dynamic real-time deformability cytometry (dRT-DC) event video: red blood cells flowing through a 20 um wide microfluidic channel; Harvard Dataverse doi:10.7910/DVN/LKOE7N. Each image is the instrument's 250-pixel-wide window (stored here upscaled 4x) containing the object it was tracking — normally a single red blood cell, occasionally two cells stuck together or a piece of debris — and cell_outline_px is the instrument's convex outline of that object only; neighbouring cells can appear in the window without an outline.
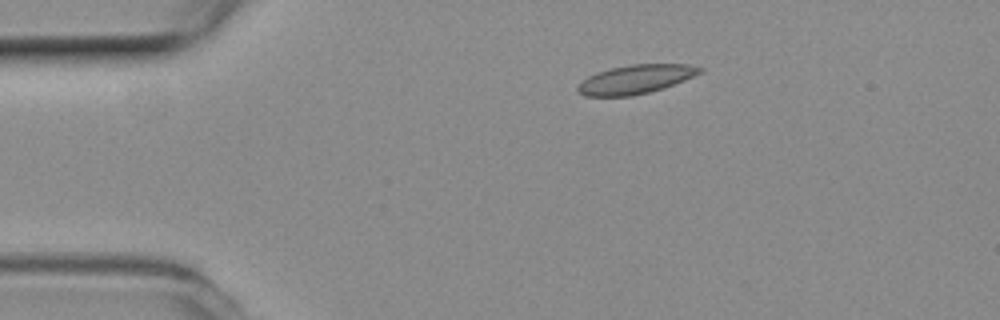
{"species": "common noctule bat (a hibernating species)", "species_latin": "Nyctalus noctula", "temperature_condition": "room temperature", "stored_images_in_passage": 11, "camera_frame_rate_fps": 3000, "um_per_image_px": 0.085, "animal": {"sex": "female", "body_mass_g": 19.3, "forearm_length_mm": 54.1}, "frame": {"image": 1, "passage_image": 1, "time_ms": 0.0, "image_size_px": [1000, 320], "cell_outline_px": [[704, 68], [700, 72], [692, 76], [664, 88], [632, 96], [584, 96], [576, 88], [588, 76], [596, 72], [628, 64], [688, 64]], "centroid_in_image_um": [54.01, 6.73], "position_along_channel_um": 31.0, "area_um2": 20.29}}
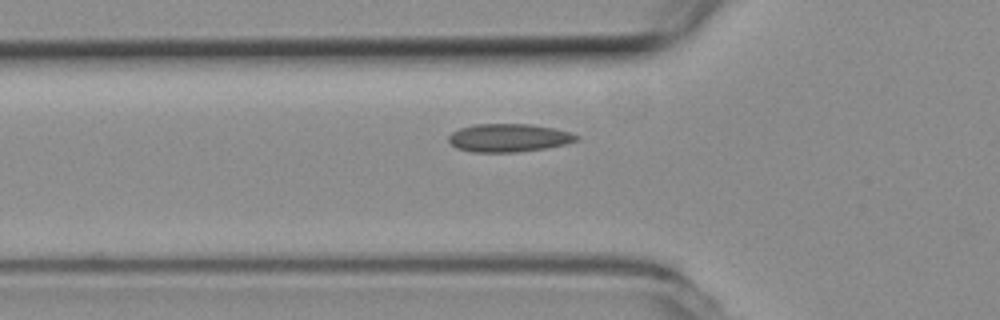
{"frame": {"image": 2, "passage_image": 9, "time_ms": 2.667, "image_size_px": [1000, 320], "cell_outline_px": [[580, 136], [576, 140], [564, 144], [544, 148], [516, 152], [472, 152], [456, 148], [448, 140], [448, 136], [452, 132], [460, 128], [476, 124], [532, 124], [552, 128], [568, 132]], "centroid_in_image_um": [43.19, 11.71], "position_along_channel_um": 82.6, "area_um2": 20.75}}